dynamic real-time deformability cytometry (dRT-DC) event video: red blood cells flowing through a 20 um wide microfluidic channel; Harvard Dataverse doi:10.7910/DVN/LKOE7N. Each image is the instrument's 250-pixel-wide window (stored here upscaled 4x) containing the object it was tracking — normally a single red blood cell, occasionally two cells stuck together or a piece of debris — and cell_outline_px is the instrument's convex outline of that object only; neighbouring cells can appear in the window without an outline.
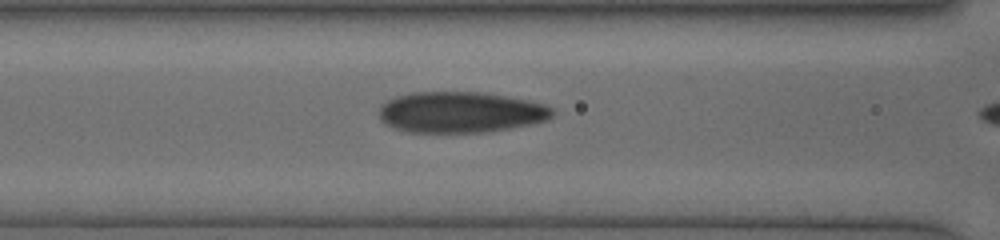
{"species": "human", "species_latin": "Homo sapiens", "temperature_condition": "cold", "stored_images_in_passage": 9, "camera_frame_rate_fps": 3000, "um_per_image_px": 0.085, "donor": {"sex": "female"}, "frame": {"image": 1, "passage_image": 6, "time_ms": 3.667, "image_size_px": [1000, 240], "cell_outline_px": [[556, 112], [548, 120], [532, 124], [488, 132], [404, 132], [384, 124], [380, 120], [380, 104], [396, 96], [412, 92], [480, 92], [528, 100], [544, 104], [552, 108]], "centroid_in_image_um": [39.14, 9.54], "position_along_channel_um": 127.5, "area_um2": 41.62}}
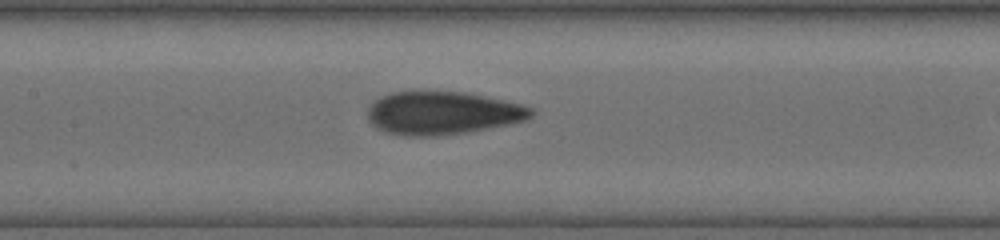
{"frame": {"image": 2, "passage_image": 8, "time_ms": 4.667, "image_size_px": [1000, 240], "cell_outline_px": [[536, 112], [528, 120], [512, 124], [464, 132], [436, 136], [408, 136], [384, 132], [376, 128], [368, 120], [368, 108], [372, 100], [380, 96], [392, 92], [464, 92], [524, 104], [532, 108]], "centroid_in_image_um": [37.62, 9.61], "position_along_channel_um": 169.8, "area_um2": 41.27}}